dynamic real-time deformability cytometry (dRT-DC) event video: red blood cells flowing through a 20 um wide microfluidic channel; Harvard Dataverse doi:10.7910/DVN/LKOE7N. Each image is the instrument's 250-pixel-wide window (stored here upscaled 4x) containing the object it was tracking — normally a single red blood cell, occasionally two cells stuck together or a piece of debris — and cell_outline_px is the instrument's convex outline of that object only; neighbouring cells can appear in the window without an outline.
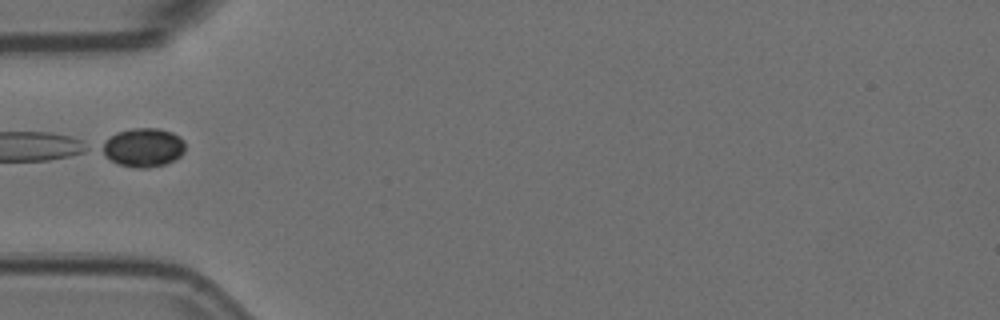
{"species": "Egyptian fruit bat (a non-hibernating species)", "species_latin": "Rousettus aegyptiacus", "temperature_condition": "room temperature", "stored_images_in_passage": 12, "camera_frame_rate_fps": 3000, "um_per_image_px": 0.085, "animal": {"sex": "female"}, "frame": {"image": 1, "passage_image": 1, "time_ms": 0.0, "image_size_px": [1000, 320], "cell_outline_px": [[184, 152], [180, 156], [164, 164], [148, 168], [136, 168], [116, 164], [96, 152], [96, 148], [116, 132], [132, 128], [156, 128], [172, 132], [180, 136], [184, 140]], "centroid_in_image_um": [12.08, 12.54], "position_along_channel_um": 72.9, "area_um2": 19.31}}